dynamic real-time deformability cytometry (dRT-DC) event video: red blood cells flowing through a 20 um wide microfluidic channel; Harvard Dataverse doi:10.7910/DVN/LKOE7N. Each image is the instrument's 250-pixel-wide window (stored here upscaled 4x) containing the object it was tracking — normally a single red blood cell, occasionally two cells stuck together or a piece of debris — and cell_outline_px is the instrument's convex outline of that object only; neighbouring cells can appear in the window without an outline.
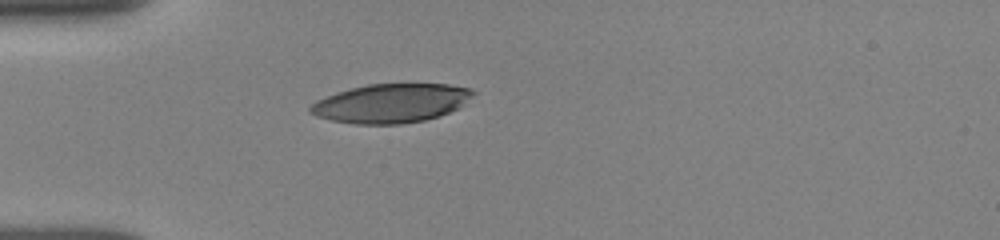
{"species": "human", "species_latin": "Homo sapiens", "temperature_condition": "room temperature", "stored_images_in_passage": 8, "camera_frame_rate_fps": 3000, "um_per_image_px": 0.085, "donor": {"sex": "female"}, "frame": {"image": 1, "passage_image": 1, "time_ms": 0.0, "image_size_px": [1000, 240], "cell_outline_px": [[476, 92], [472, 96], [456, 108], [440, 116], [424, 120], [400, 124], [356, 124], [332, 120], [316, 116], [308, 112], [308, 108], [316, 100], [336, 92], [368, 84], [448, 84], [472, 88]], "centroid_in_image_um": [33.21, 8.77], "position_along_channel_um": 51.8, "area_um2": 36.76}}
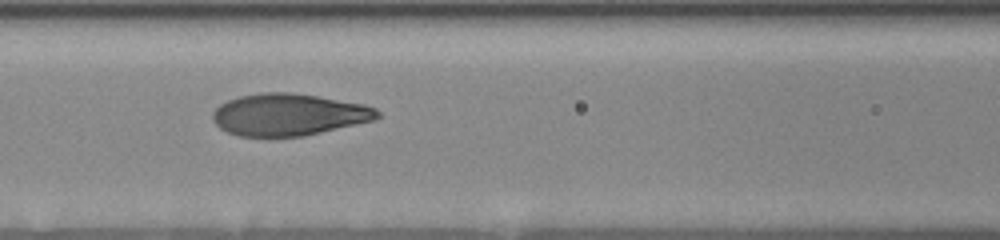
{"frame": {"image": 2, "passage_image": 5, "time_ms": 2.667, "image_size_px": [1000, 240], "cell_outline_px": [[380, 116], [372, 120], [304, 136], [240, 136], [228, 132], [220, 128], [212, 120], [212, 112], [220, 104], [228, 100], [240, 96], [264, 92], [288, 92], [316, 96], [364, 104], [376, 108], [380, 112]], "centroid_in_image_um": [24.51, 9.74], "position_along_channel_um": 142.1, "area_um2": 39.94}}
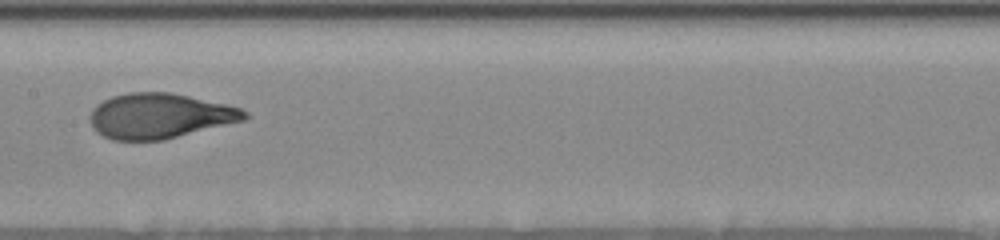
{"frame": {"image": 3, "passage_image": 7, "time_ms": 4.0, "image_size_px": [1000, 240], "cell_outline_px": [[248, 116], [244, 120], [164, 140], [112, 140], [96, 132], [92, 128], [92, 108], [96, 104], [112, 96], [128, 92], [168, 92], [188, 96], [224, 104], [240, 108], [248, 112]], "centroid_in_image_um": [13.55, 9.85], "position_along_channel_um": 193.8, "area_um2": 40.34}}